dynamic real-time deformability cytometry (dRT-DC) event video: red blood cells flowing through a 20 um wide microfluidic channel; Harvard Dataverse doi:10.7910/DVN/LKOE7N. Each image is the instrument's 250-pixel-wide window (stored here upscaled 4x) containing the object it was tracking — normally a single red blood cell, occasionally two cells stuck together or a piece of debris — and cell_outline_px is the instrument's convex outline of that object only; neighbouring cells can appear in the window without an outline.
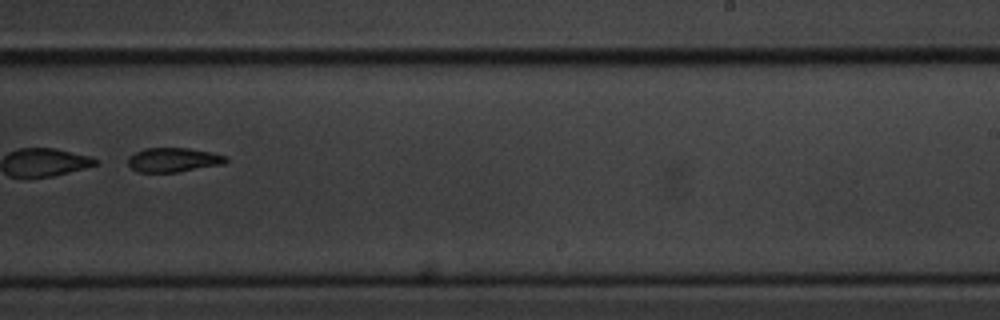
{"species": "common noctule bat (a hibernating species)", "species_latin": "Nyctalus noctula", "temperature_condition": "cold", "stored_images_in_passage": 15, "camera_frame_rate_fps": 3000, "um_per_image_px": 0.085, "animal": {"sex": "male", "body_mass_g": 20.1, "forearm_length_mm": 53.5}, "frame": {"image": 1, "passage_image": 9, "time_ms": 2.667, "image_size_px": [1000, 320], "cell_outline_px": [[228, 160], [224, 164], [176, 172], [136, 172], [128, 164], [128, 156], [144, 148], [188, 148], [212, 152], [228, 156]], "centroid_in_image_um": [14.75, 13.58], "position_along_channel_um": 274.3, "area_um2": 13.93}}
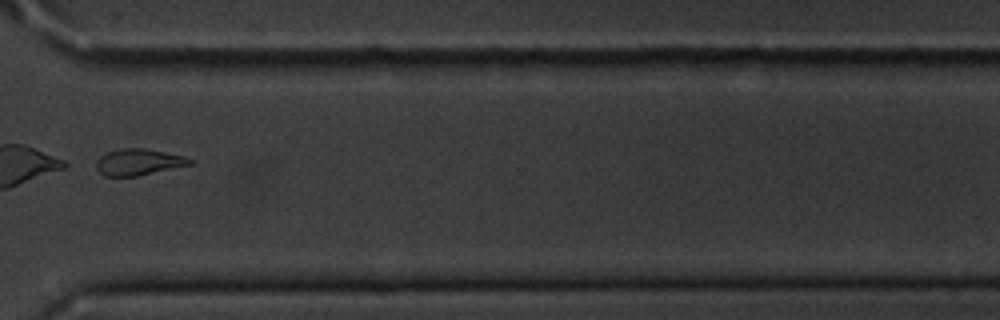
{"frame": {"image": 2, "passage_image": 11, "time_ms": 3.333, "image_size_px": [1000, 320], "cell_outline_px": [[192, 164], [136, 176], [104, 176], [96, 168], [96, 160], [100, 156], [108, 152], [120, 148], [144, 148], [184, 156], [192, 160]], "centroid_in_image_um": [11.74, 13.77], "position_along_channel_um": 358.9, "area_um2": 14.22}}